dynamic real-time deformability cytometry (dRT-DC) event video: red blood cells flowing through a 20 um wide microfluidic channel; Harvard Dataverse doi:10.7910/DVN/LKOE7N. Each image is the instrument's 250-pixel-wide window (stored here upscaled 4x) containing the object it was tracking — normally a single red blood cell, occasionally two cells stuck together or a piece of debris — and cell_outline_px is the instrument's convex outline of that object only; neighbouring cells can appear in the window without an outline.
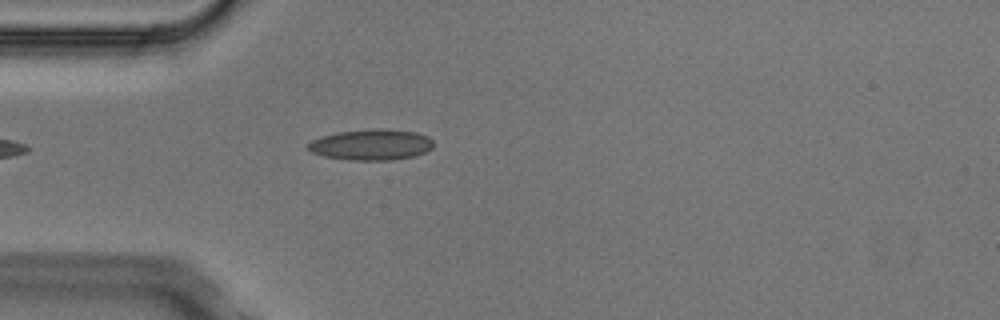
{"species": "Egyptian fruit bat (a non-hibernating species)", "species_latin": "Rousettus aegyptiacus", "temperature_condition": "cold", "stored_images_in_passage": 5, "camera_frame_rate_fps": 3000, "um_per_image_px": 0.085, "animal": {"sex": "male"}, "frame": {"image": 1, "passage_image": 5, "time_ms": 1.333, "image_size_px": [1000, 320], "cell_outline_px": [[432, 148], [424, 152], [412, 156], [392, 160], [348, 160], [324, 156], [312, 152], [308, 148], [308, 144], [312, 140], [324, 136], [340, 132], [376, 128], [380, 128], [416, 132], [428, 136], [432, 140]], "centroid_in_image_um": [31.57, 12.3], "position_along_channel_um": 53.4, "area_um2": 22.31}}